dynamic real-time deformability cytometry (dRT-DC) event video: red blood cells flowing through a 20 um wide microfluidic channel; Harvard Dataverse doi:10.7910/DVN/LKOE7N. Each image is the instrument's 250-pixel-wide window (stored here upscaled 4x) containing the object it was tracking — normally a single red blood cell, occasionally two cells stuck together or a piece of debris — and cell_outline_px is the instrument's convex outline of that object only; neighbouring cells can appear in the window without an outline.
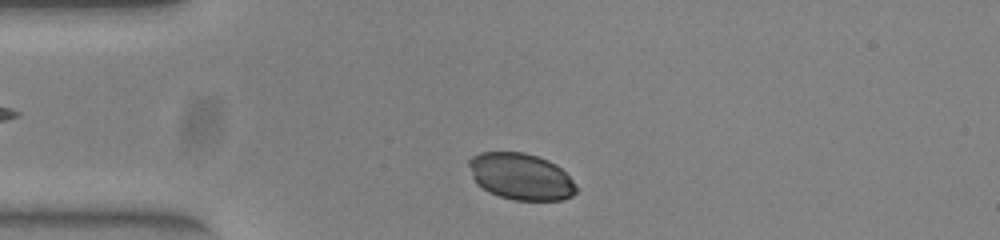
{"species": "common noctule bat (a hibernating species)", "species_latin": "Nyctalus noctula", "temperature_condition": "warm", "stored_images_in_passage": 36, "camera_frame_rate_fps": 3000, "um_per_image_px": 0.085, "animal": {"sex": "female", "body_mass_g": 23.0, "forearm_length_mm": 53.4}, "frame": {"image": 1, "passage_image": 3, "time_ms": 0.667, "image_size_px": [1000, 240], "cell_outline_px": [[580, 188], [572, 196], [564, 200], [516, 200], [500, 196], [488, 192], [476, 184], [472, 176], [468, 164], [468, 160], [472, 156], [480, 152], [524, 152], [548, 160], [556, 164]], "centroid_in_image_um": [44.27, 15.01], "position_along_channel_um": 40.7, "area_um2": 29.3}}
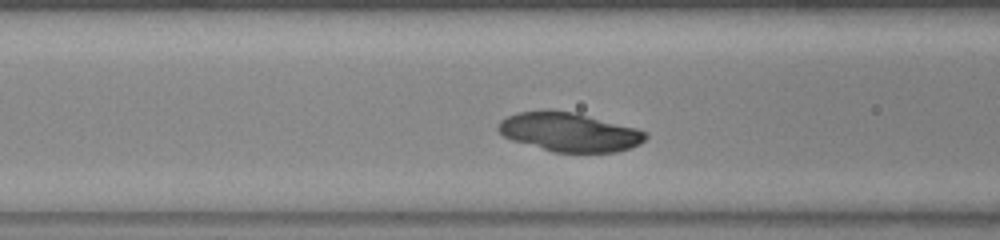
{"frame": {"image": 2, "passage_image": 11, "time_ms": 3.333, "image_size_px": [1000, 240], "cell_outline_px": [[648, 136], [640, 144], [616, 152], [552, 152], [512, 140], [504, 136], [496, 128], [500, 120], [508, 116], [520, 112], [576, 112], [636, 128], [648, 132]], "centroid_in_image_um": [48.42, 11.25], "position_along_channel_um": 118.2, "area_um2": 32.95}}